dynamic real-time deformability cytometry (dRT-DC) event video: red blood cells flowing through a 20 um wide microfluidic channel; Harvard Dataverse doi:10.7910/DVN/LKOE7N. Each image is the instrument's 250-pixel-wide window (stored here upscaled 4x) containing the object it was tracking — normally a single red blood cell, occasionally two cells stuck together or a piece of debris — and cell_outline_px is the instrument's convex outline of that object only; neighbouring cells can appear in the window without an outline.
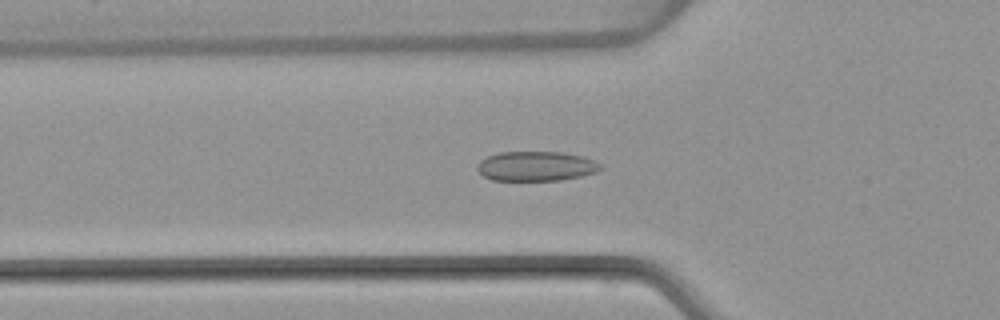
{"species": "common noctule bat (a hibernating species)", "species_latin": "Nyctalus noctula", "temperature_condition": "warm", "stored_images_in_passage": 49, "camera_frame_rate_fps": 3000, "um_per_image_px": 0.085, "animal": {"sex": "female", "body_mass_g": 22.7, "forearm_length_mm": 54.2}, "frame": {"image": 1, "passage_image": 14, "time_ms": 4.333, "image_size_px": [1000, 320], "cell_outline_px": [[604, 168], [596, 172], [580, 176], [560, 180], [492, 180], [484, 176], [476, 168], [476, 164], [480, 160], [488, 156], [500, 152], [564, 152], [580, 156], [604, 164]], "centroid_in_image_um": [45.58, 14.12], "position_along_channel_um": 80.2, "area_um2": 21.33}}
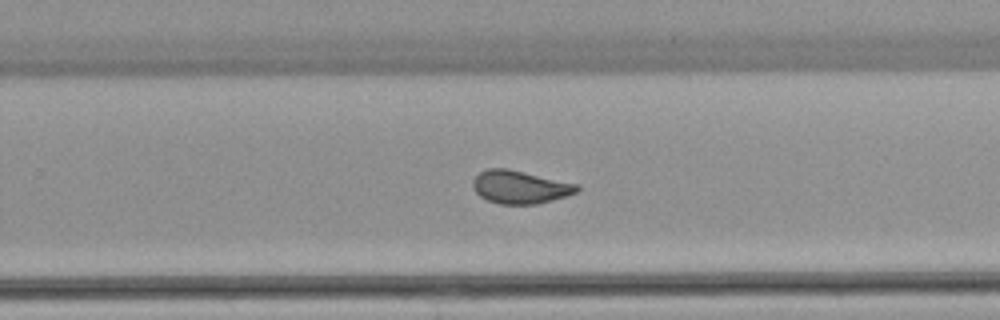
{"frame": {"image": 2, "passage_image": 30, "time_ms": 9.667, "image_size_px": [1000, 320], "cell_outline_px": [[580, 188], [576, 192], [568, 196], [536, 204], [500, 204], [488, 200], [480, 196], [472, 188], [472, 180], [480, 172], [488, 168], [508, 168], [580, 184]], "centroid_in_image_um": [44.22, 15.89], "position_along_channel_um": 285.6, "area_um2": 20.23}}
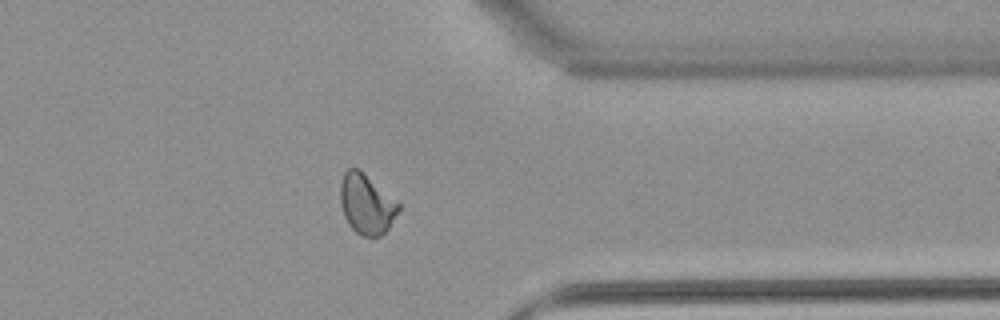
{"frame": {"image": 3, "passage_image": 38, "time_ms": 12.333, "image_size_px": [1000, 320], "cell_outline_px": [[400, 208], [388, 228], [380, 236], [360, 236], [348, 224], [344, 216], [340, 204], [340, 184], [344, 172], [348, 168], [360, 168], [400, 204]], "centroid_in_image_um": [31.12, 17.32], "position_along_channel_um": 380.3, "area_um2": 20.4}, "authors_computed_cell_mechanics": {"area_um2": 20.4612, "velocity_mm_per_s": 3.8481, "shape_relaxation_time_tau1_ms": null, "shape_relaxation_time_tau2_ms": 0.777, "deformation_change_tau1": null, "deformation_change_tau2": 0.0611}}